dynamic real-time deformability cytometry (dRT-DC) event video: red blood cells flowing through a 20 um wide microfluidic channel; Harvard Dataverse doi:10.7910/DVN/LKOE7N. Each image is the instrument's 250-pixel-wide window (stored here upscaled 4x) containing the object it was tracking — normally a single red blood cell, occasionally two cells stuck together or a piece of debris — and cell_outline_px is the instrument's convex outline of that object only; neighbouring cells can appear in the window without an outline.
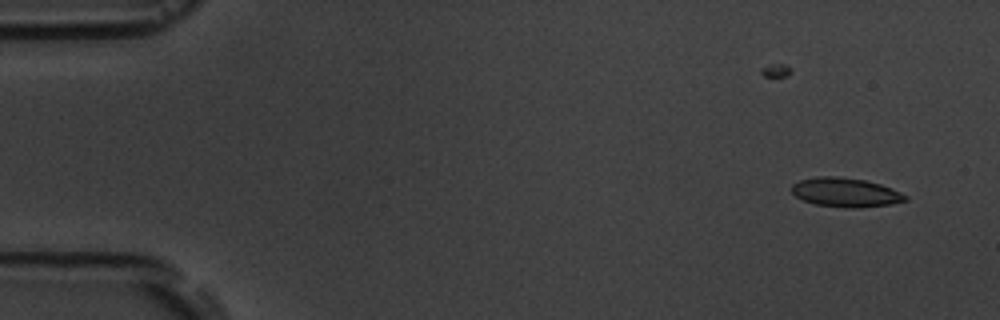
{"species": "common noctule bat (a hibernating species)", "species_latin": "Nyctalus noctula", "temperature_condition": "room temperature", "stored_images_in_passage": 4, "camera_frame_rate_fps": 3000, "um_per_image_px": 0.085, "animal": {"sex": "male", "body_mass_g": 19.5, "forearm_length_mm": 54.6}, "frame": {"image": 1, "passage_image": 1, "time_ms": 0.0, "image_size_px": [1000, 320], "cell_outline_px": [[908, 200], [888, 204], [856, 208], [852, 208], [816, 204], [804, 200], [796, 196], [792, 192], [792, 184], [800, 180], [820, 176], [836, 176], [864, 180], [880, 184], [892, 188], [908, 196]], "centroid_in_image_um": [71.88, 16.34], "position_along_channel_um": 13.1, "area_um2": 19.02}}
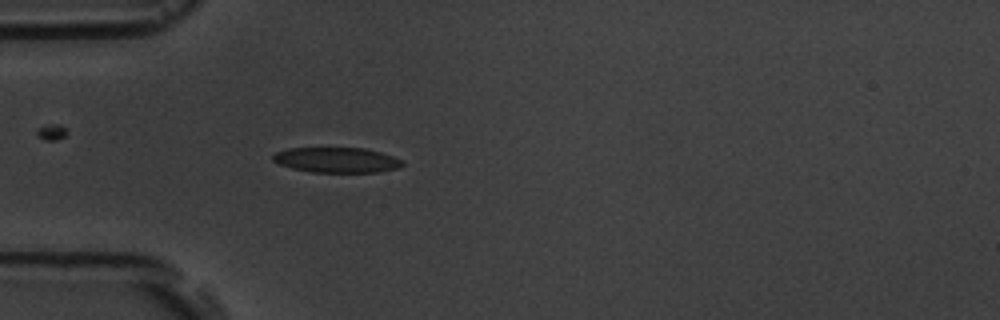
{"frame": {"image": 2, "passage_image": 4, "time_ms": 4.333, "image_size_px": [1000, 320], "cell_outline_px": [[404, 164], [400, 168], [380, 172], [312, 172], [292, 168], [280, 164], [272, 160], [272, 156], [276, 152], [288, 148], [364, 148], [380, 152], [404, 160]], "centroid_in_image_um": [28.65, 13.6], "position_along_channel_um": 56.3, "area_um2": 19.07}}